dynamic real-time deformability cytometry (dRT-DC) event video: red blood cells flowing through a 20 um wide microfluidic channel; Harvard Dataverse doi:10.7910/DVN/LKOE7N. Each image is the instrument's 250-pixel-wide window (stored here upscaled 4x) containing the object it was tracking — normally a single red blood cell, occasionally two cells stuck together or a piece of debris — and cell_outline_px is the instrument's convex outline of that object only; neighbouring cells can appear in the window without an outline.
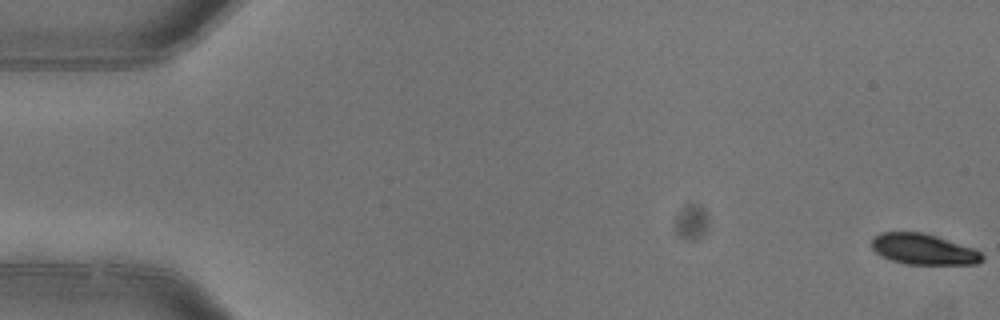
{"species": "common noctule bat (a hibernating species)", "species_latin": "Nyctalus noctula", "temperature_condition": "warm", "stored_images_in_passage": 6, "camera_frame_rate_fps": 3000, "um_per_image_px": 0.085, "animal": {"sex": "female"}, "frame": {"image": 1, "passage_image": 1, "time_ms": 0.0, "image_size_px": [1000, 320], "cell_outline_px": [[984, 260], [976, 264], [908, 264], [892, 260], [880, 256], [872, 248], [872, 240], [880, 232], [920, 232], [936, 236], [972, 248], [980, 252], [984, 256]], "centroid_in_image_um": [78.49, 21.19], "position_along_channel_um": 6.5, "area_um2": 19.59}}
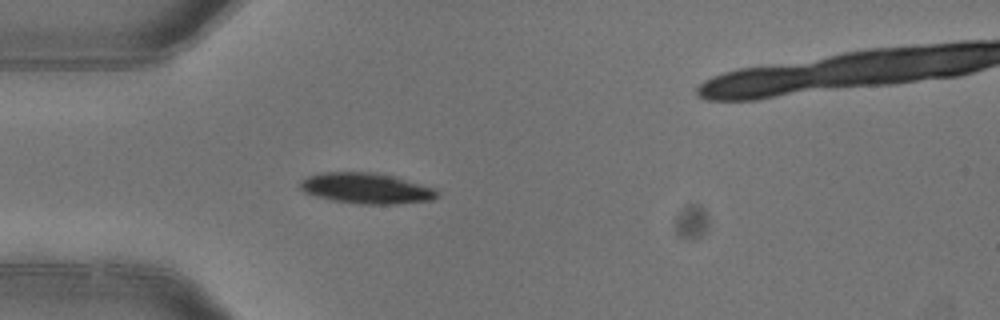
{"frame": {"image": 2, "passage_image": 5, "time_ms": 1.333, "image_size_px": [1000, 320], "cell_outline_px": [[440, 196], [432, 200], [396, 204], [360, 204], [332, 200], [316, 196], [304, 192], [300, 188], [300, 180], [308, 176], [320, 172], [372, 172], [396, 176], [436, 188], [440, 192]], "centroid_in_image_um": [31.18, 16.0], "position_along_channel_um": 53.8, "area_um2": 24.85}}